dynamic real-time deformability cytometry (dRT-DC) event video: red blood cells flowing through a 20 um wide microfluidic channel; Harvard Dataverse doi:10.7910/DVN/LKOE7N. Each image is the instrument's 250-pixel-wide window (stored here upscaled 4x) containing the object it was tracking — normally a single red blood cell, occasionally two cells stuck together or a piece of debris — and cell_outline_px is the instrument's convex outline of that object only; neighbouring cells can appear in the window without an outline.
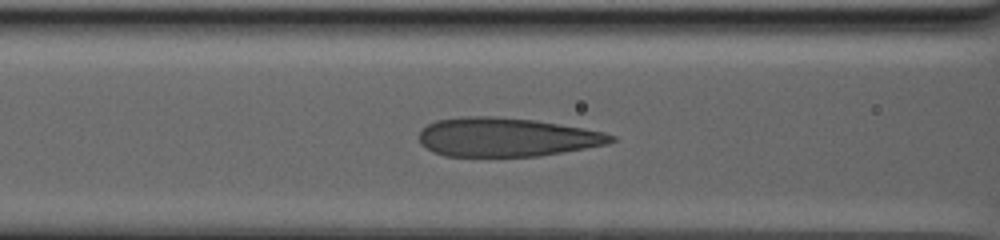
{"species": "human", "species_latin": "Homo sapiens", "temperature_condition": "warm", "stored_images_in_passage": 28, "camera_frame_rate_fps": 3000, "um_per_image_px": 0.085, "donor": {"sex": "male"}, "frame": {"image": 1, "passage_image": 14, "time_ms": 12.667, "image_size_px": [1000, 240], "cell_outline_px": [[616, 140], [608, 144], [540, 156], [444, 156], [432, 152], [420, 144], [420, 128], [436, 120], [464, 116], [496, 116], [536, 120], [604, 132], [616, 136]], "centroid_in_image_um": [43.02, 11.66], "position_along_channel_um": 123.6, "area_um2": 43.64}}
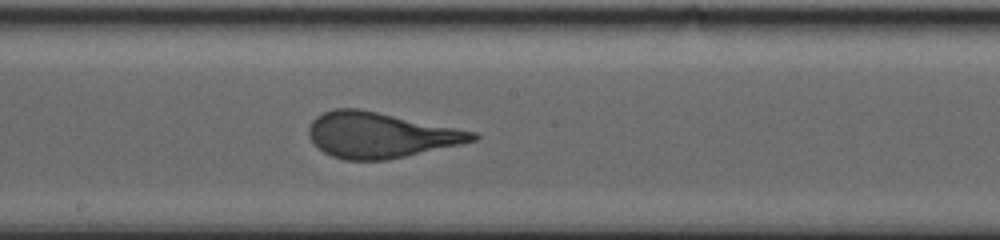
{"frame": {"image": 2, "passage_image": 20, "time_ms": 16.333, "image_size_px": [1000, 240], "cell_outline_px": [[480, 136], [476, 140], [460, 144], [388, 160], [344, 160], [332, 156], [324, 152], [312, 144], [308, 136], [308, 128], [312, 120], [316, 116], [332, 108], [360, 108], [476, 132]], "centroid_in_image_um": [32.27, 11.47], "position_along_channel_um": 215.9, "area_um2": 43.58}}
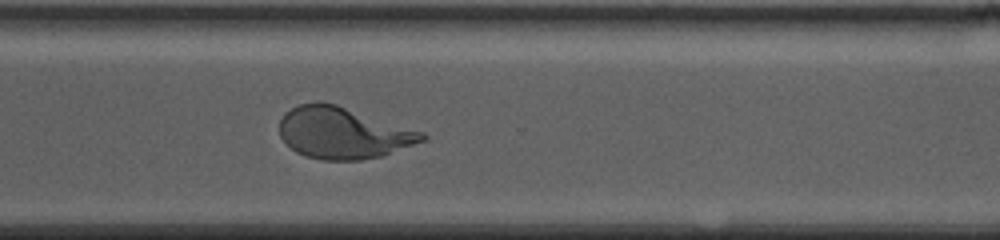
{"frame": {"image": 3, "passage_image": 28, "time_ms": 21.333, "image_size_px": [1000, 240], "cell_outline_px": [[428, 136], [424, 140], [380, 156], [360, 160], [324, 160], [304, 156], [296, 152], [280, 136], [280, 120], [284, 112], [300, 104], [316, 100], [320, 100], [336, 104], [424, 132]], "centroid_in_image_um": [29.12, 11.28], "position_along_channel_um": 341.5, "area_um2": 42.66}}